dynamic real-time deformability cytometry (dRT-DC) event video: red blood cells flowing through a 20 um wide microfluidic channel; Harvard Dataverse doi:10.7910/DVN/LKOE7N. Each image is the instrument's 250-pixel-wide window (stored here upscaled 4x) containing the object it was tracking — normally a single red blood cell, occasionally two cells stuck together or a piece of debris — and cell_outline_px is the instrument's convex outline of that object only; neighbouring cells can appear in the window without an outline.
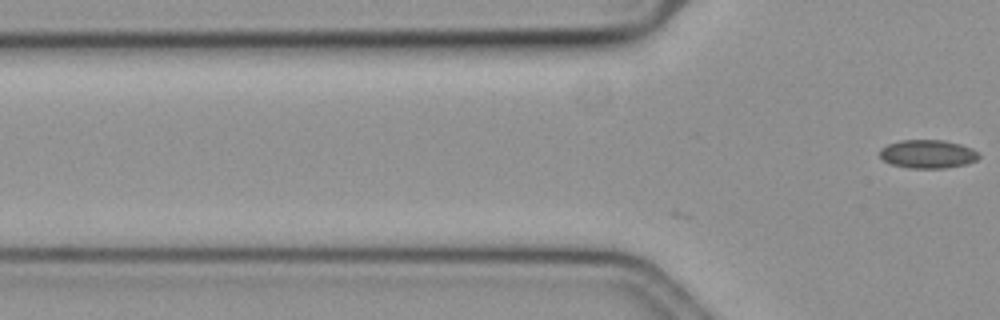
{"species": "common noctule bat (a hibernating species)", "species_latin": "Nyctalus noctula", "temperature_condition": "cold", "stored_images_in_passage": 7, "camera_frame_rate_fps": 3000, "um_per_image_px": 0.085, "animal": {"sex": "female", "body_mass_g": 19.3, "forearm_length_mm": 54.1}, "frame": {"image": 1, "passage_image": 7, "time_ms": 2.0, "image_size_px": [1000, 320], "cell_outline_px": [[980, 156], [976, 160], [964, 164], [944, 168], [908, 168], [892, 164], [884, 160], [880, 156], [880, 148], [888, 144], [900, 140], [944, 140], [960, 144], [972, 148]], "centroid_in_image_um": [78.84, 13.08], "position_along_channel_um": 47.0, "area_um2": 16.3}}